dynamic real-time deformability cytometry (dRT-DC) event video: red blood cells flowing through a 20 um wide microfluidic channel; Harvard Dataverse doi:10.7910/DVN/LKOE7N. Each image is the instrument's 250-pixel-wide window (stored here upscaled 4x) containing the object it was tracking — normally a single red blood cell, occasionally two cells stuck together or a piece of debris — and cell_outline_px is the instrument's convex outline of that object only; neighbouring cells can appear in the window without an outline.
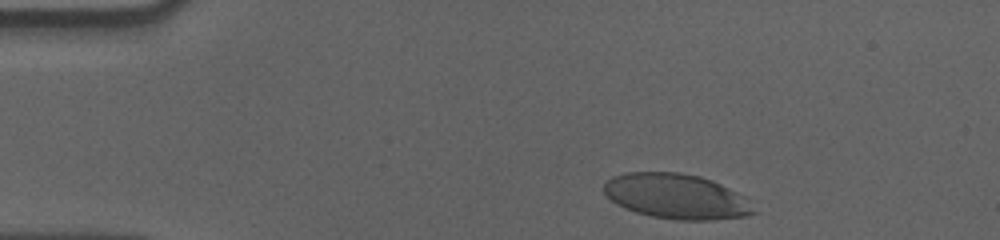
{"species": "human", "species_latin": "Homo sapiens", "temperature_condition": "cold", "stored_images_in_passage": 40, "camera_frame_rate_fps": 3000, "um_per_image_px": 0.085, "donor": {"sex": "male"}, "frame": {"image": 1, "passage_image": 2, "time_ms": 0.333, "image_size_px": [1000, 240], "cell_outline_px": [[760, 212], [748, 216], [712, 220], [676, 220], [652, 216], [636, 212], [624, 208], [616, 204], [604, 192], [604, 184], [612, 176], [624, 172], [680, 172], [700, 176], [712, 180], [748, 196]], "centroid_in_image_um": [57.59, 16.69], "position_along_channel_um": 27.4, "area_um2": 40.06}}
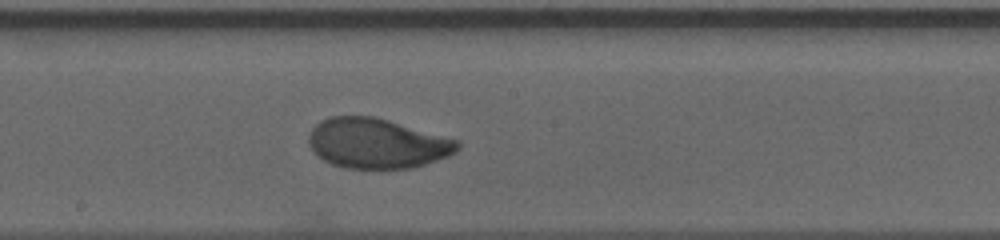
{"frame": {"image": 2, "passage_image": 24, "time_ms": 7.667, "image_size_px": [1000, 240], "cell_outline_px": [[460, 148], [456, 152], [448, 156], [412, 168], [344, 168], [332, 164], [324, 160], [312, 152], [308, 144], [308, 136], [312, 128], [320, 120], [328, 116], [372, 116], [388, 120], [460, 140]], "centroid_in_image_um": [32.02, 12.18], "position_along_channel_um": 216.2, "area_um2": 43.52}}
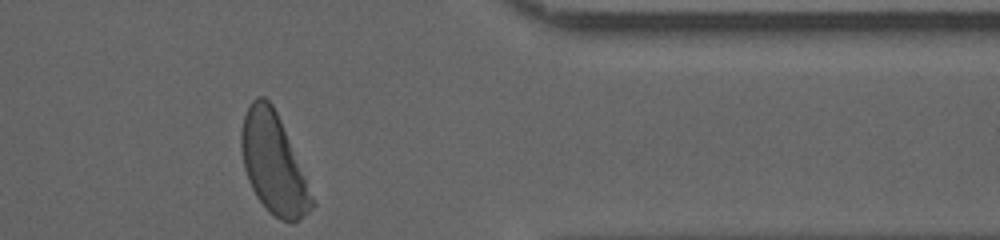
{"frame": {"image": 3, "passage_image": 40, "time_ms": 13.0, "image_size_px": [1000, 240], "cell_outline_px": [[316, 204], [300, 220], [292, 224], [280, 220], [268, 212], [256, 196], [248, 180], [244, 168], [240, 144], [240, 132], [244, 116], [248, 104], [256, 96], [264, 96], [272, 104], [280, 120]], "centroid_in_image_um": [23.22, 13.93], "position_along_channel_um": 388.2, "area_um2": 40.92}, "authors_computed_cell_mechanics": {"area_um2": 43.5234, "velocity_mm_per_s": 3.5314, "shape_relaxation_time_tau1_ms": 3.7786, "shape_relaxation_time_tau2_ms": null, "deformation_change_tau1": 0.1808, "deformation_change_tau2": null}}